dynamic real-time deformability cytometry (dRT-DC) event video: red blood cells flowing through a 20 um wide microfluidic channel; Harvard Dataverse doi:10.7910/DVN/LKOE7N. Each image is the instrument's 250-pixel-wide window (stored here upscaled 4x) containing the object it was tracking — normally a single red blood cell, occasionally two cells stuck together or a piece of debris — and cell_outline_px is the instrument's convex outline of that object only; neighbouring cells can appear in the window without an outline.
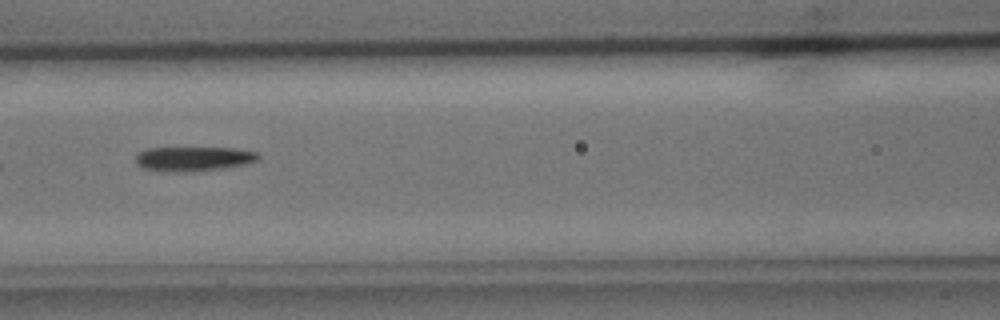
{"species": "common noctule bat (a hibernating species)", "species_latin": "Nyctalus noctula", "temperature_condition": "cold", "stored_images_in_passage": 6, "camera_frame_rate_fps": 3000, "um_per_image_px": 0.085, "animal": {"sex": "male", "body_mass_g": 15.6}, "frame": {"image": 1, "passage_image": 6, "time_ms": 6.667, "image_size_px": [1000, 320], "cell_outline_px": [[260, 160], [228, 168], [176, 172], [144, 168], [136, 164], [136, 152], [148, 148], [236, 148], [256, 152], [260, 156]], "centroid_in_image_um": [16.47, 13.48], "position_along_channel_um": 150.1, "area_um2": 17.46}}